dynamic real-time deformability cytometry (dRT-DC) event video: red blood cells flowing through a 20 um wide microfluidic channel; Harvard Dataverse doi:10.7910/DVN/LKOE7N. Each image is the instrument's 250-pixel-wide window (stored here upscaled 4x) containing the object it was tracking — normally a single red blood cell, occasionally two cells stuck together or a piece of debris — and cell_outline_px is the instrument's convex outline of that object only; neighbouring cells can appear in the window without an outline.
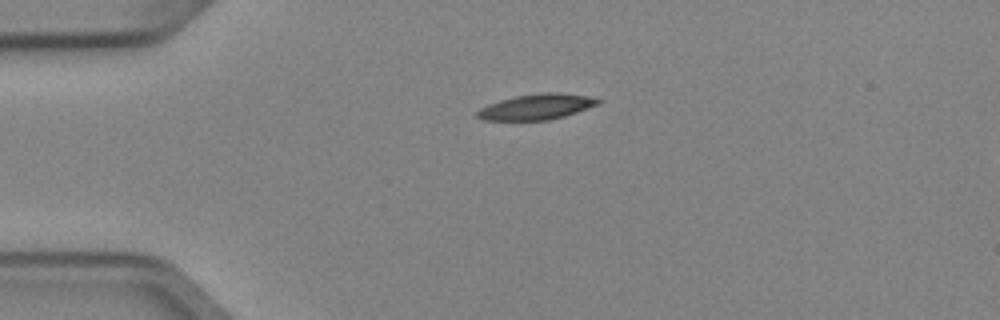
{"species": "Egyptian fruit bat (a non-hibernating species)", "species_latin": "Rousettus aegyptiacus", "temperature_condition": "cold", "stored_images_in_passage": 2, "camera_frame_rate_fps": 3000, "um_per_image_px": 0.085, "animal": {"sex": "female"}, "frame": {"image": 1, "passage_image": 1, "time_ms": 0.0, "image_size_px": [1000, 320], "cell_outline_px": [[600, 104], [564, 116], [548, 120], [484, 120], [476, 116], [476, 112], [480, 108], [488, 104], [500, 100], [516, 96], [544, 92], [556, 92], [588, 96], [600, 100]], "centroid_in_image_um": [45.59, 9.08], "position_along_channel_um": 39.4, "area_um2": 17.86}}